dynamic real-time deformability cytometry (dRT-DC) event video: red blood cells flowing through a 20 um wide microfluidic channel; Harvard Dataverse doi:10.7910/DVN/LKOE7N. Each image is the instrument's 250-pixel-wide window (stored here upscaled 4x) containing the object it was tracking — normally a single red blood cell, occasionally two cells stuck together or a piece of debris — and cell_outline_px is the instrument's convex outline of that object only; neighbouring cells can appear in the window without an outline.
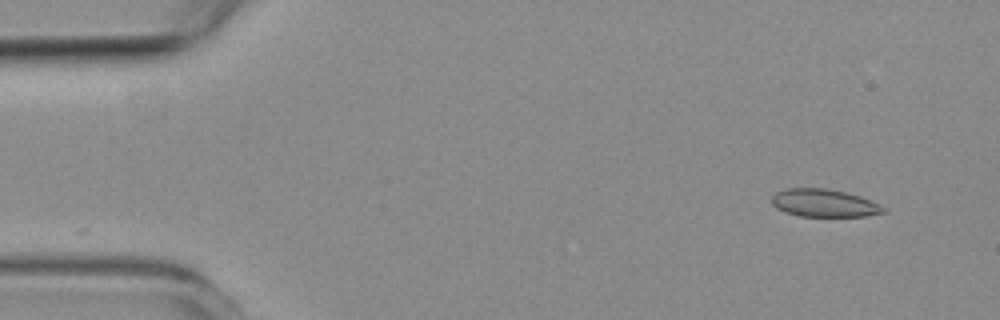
{"species": "common noctule bat (a hibernating species)", "species_latin": "Nyctalus noctula", "temperature_condition": "room temperature", "stored_images_in_passage": 16, "camera_frame_rate_fps": 3000, "um_per_image_px": 0.085, "animal": {"sex": "female", "body_mass_g": 19.3, "forearm_length_mm": 54.1}, "frame": {"image": 1, "passage_image": 1, "time_ms": 0.0, "image_size_px": [1000, 320], "cell_outline_px": [[884, 212], [864, 216], [800, 216], [784, 212], [776, 208], [772, 204], [772, 196], [776, 192], [788, 188], [824, 188], [844, 192], [860, 196], [880, 204], [884, 208]], "centroid_in_image_um": [70.01, 17.26], "position_along_channel_um": 15.0, "area_um2": 17.92}}
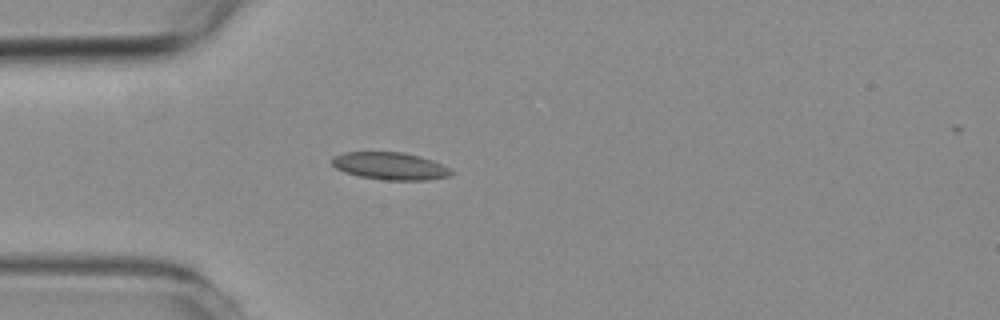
{"frame": {"image": 2, "passage_image": 12, "time_ms": 3.667, "image_size_px": [1000, 320], "cell_outline_px": [[456, 172], [448, 176], [428, 180], [384, 180], [360, 176], [344, 172], [336, 168], [332, 164], [332, 156], [344, 152], [404, 152], [420, 156], [432, 160]], "centroid_in_image_um": [33.15, 14.11], "position_along_channel_um": 51.9, "area_um2": 19.07}}